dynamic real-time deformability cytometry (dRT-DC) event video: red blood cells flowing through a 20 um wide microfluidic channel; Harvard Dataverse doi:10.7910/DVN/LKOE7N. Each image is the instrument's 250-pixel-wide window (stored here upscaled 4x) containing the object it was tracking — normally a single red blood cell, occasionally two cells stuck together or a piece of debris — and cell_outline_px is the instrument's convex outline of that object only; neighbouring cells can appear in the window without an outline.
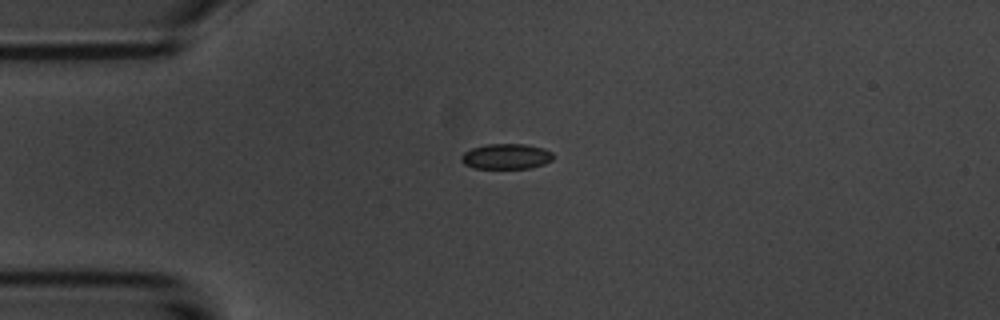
{"species": "common noctule bat (a hibernating species)", "species_latin": "Nyctalus noctula", "temperature_condition": "room temperature", "stored_images_in_passage": 2, "camera_frame_rate_fps": 3000, "um_per_image_px": 0.085, "animal": {"sex": "male", "body_mass_g": 20.1, "forearm_length_mm": 53.5}, "frame": {"image": 1, "passage_image": 1, "time_ms": 0.0, "image_size_px": [1000, 320], "cell_outline_px": [[552, 160], [544, 164], [532, 168], [472, 168], [464, 164], [460, 160], [460, 156], [464, 152], [472, 148], [488, 144], [524, 144], [544, 148], [552, 152]], "centroid_in_image_um": [43.01, 13.3], "position_along_channel_um": 42.0, "area_um2": 13.64}}